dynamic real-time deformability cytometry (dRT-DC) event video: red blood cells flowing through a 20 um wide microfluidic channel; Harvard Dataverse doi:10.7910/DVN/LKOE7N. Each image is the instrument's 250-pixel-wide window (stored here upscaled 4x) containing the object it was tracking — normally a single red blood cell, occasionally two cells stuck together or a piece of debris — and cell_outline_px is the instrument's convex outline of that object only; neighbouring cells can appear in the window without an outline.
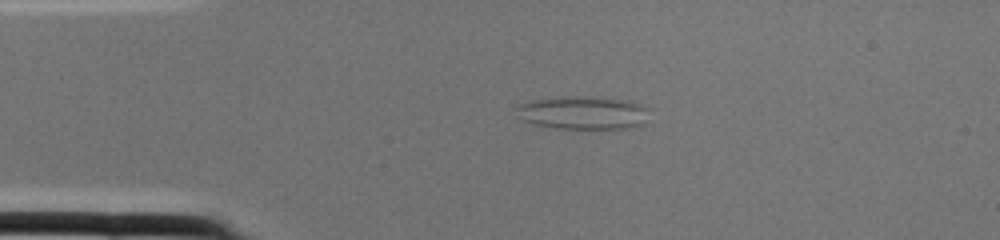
{"species": "common noctule bat (a hibernating species)", "species_latin": "Nyctalus noctula", "temperature_condition": "cold", "stored_images_in_passage": 1, "camera_frame_rate_fps": 3000, "um_per_image_px": 0.085, "animal": {"sex": "female", "body_mass_g": 22.0, "forearm_length_mm": 56.7}, "frame": {"image": 1, "passage_image": 1, "time_ms": 0.0, "image_size_px": [1000, 240], "cell_outline_px": [[648, 108], [644, 124], [628, 128], [556, 128], [536, 124], [524, 120], [516, 116], [512, 108], [516, 104], [532, 100], [572, 96], [592, 96], [632, 100]], "centroid_in_image_um": [49.51, 9.56], "position_along_channel_um": 35.5, "area_um2": 25.95}}